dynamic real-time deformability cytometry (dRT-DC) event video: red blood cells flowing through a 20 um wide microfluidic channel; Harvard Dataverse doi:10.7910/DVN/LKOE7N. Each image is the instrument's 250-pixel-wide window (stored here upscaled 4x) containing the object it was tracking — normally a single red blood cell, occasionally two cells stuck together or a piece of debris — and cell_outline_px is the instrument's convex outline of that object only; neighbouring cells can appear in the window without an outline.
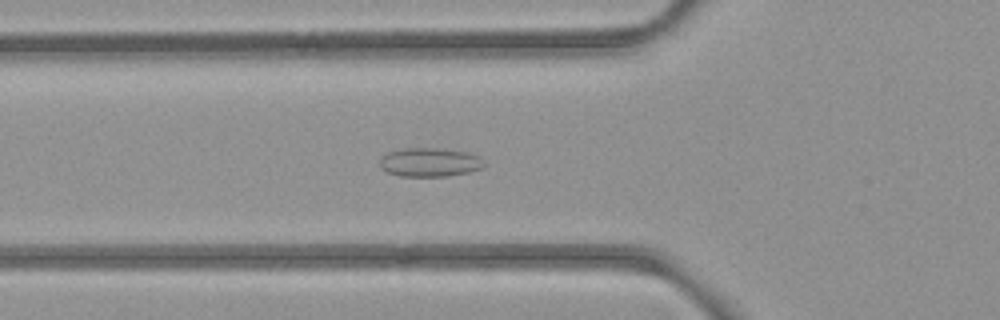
{"species": "common noctule bat (a hibernating species)", "species_latin": "Nyctalus noctula", "temperature_condition": "room temperature", "stored_images_in_passage": 47, "camera_frame_rate_fps": 3000, "um_per_image_px": 0.085, "animal": {"sex": "female", "body_mass_g": 21.9}, "frame": {"image": 1, "passage_image": 12, "time_ms": 3.667, "image_size_px": [1000, 320], "cell_outline_px": [[484, 168], [468, 172], [448, 176], [400, 176], [388, 172], [380, 168], [380, 156], [388, 152], [404, 148], [436, 148], [468, 152], [480, 156], [484, 164]], "centroid_in_image_um": [36.52, 13.79], "position_along_channel_um": 89.3, "area_um2": 17.63}}
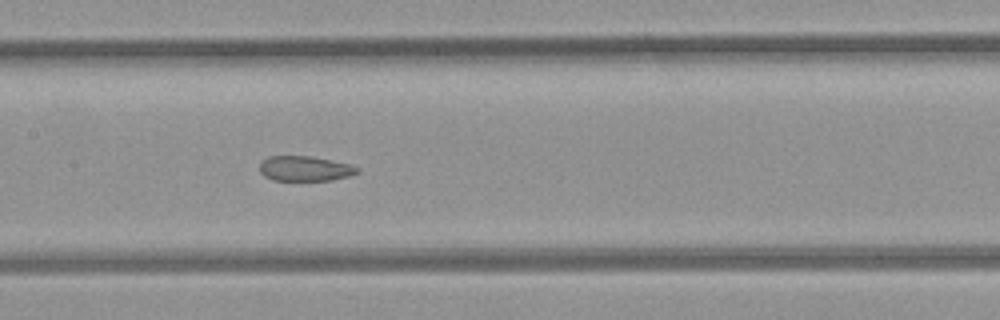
{"frame": {"image": 2, "passage_image": 19, "time_ms": 6.0, "image_size_px": [1000, 320], "cell_outline_px": [[360, 172], [348, 176], [332, 180], [272, 180], [264, 176], [260, 172], [260, 160], [268, 156], [312, 156], [352, 164], [360, 168]], "centroid_in_image_um": [25.93, 14.32], "position_along_channel_um": 181.5, "area_um2": 14.45}}
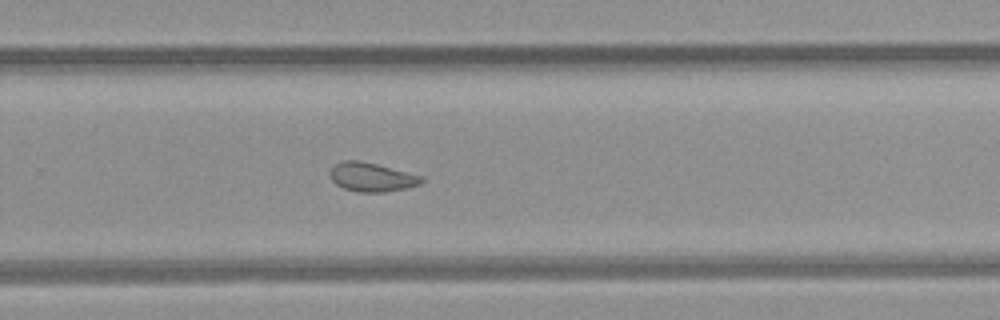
{"frame": {"image": 3, "passage_image": 28, "time_ms": 9.0, "image_size_px": [1000, 320], "cell_outline_px": [[424, 180], [420, 184], [408, 188], [384, 192], [356, 192], [344, 188], [336, 184], [332, 180], [328, 172], [336, 164], [344, 160], [360, 160], [424, 176]], "centroid_in_image_um": [31.61, 15.06], "position_along_channel_um": 298.2, "area_um2": 15.49}, "authors_computed_cell_mechanics": {"area_um2": 16.762, "velocity_mm_per_s": 3.9068, "shape_relaxation_time_tau1_ms": null, "shape_relaxation_time_tau2_ms": 1.5403, "deformation_change_tau1": null, "deformation_change_tau2": 0.0786}}